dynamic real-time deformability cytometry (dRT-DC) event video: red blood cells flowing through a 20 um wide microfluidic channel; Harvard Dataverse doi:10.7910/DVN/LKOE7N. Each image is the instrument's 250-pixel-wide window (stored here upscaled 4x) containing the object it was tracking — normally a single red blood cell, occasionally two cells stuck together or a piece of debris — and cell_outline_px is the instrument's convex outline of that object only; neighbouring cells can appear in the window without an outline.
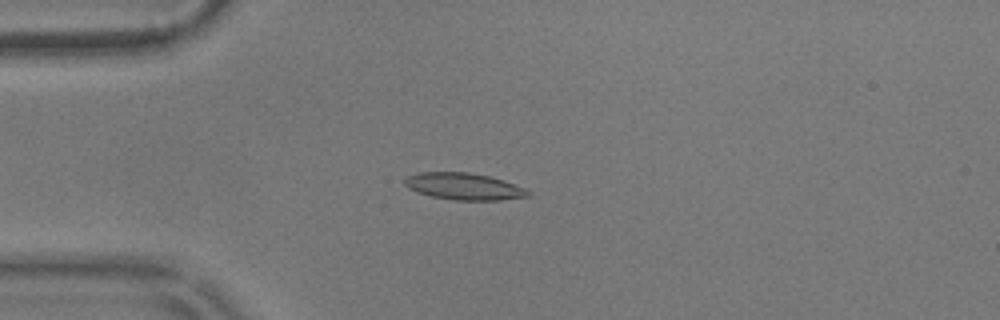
{"species": "common noctule bat (a hibernating species)", "species_latin": "Nyctalus noctula", "temperature_condition": "warm", "stored_images_in_passage": 55, "camera_frame_rate_fps": 3000, "um_per_image_px": 0.085, "animal": {"sex": "male", "body_mass_g": 17.9}, "frame": {"image": 1, "passage_image": 14, "time_ms": 4.333, "image_size_px": [1000, 320], "cell_outline_px": [[532, 196], [500, 200], [456, 200], [432, 196], [416, 192], [408, 188], [404, 184], [404, 176], [420, 172], [468, 172], [488, 176], [524, 188], [532, 192]], "centroid_in_image_um": [39.39, 15.84], "position_along_channel_um": 45.6, "area_um2": 19.25}}
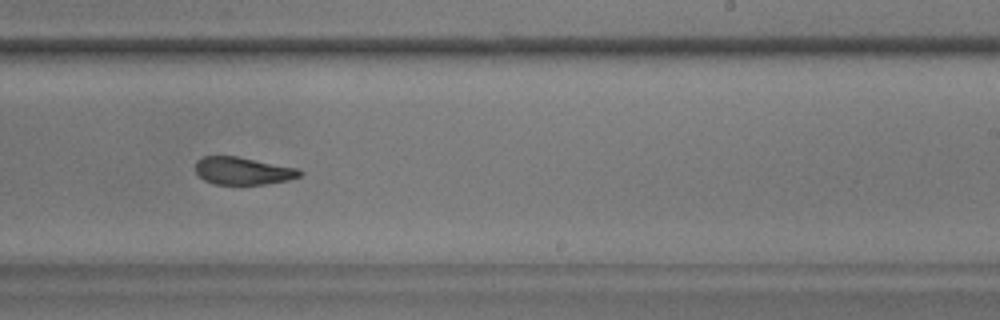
{"frame": {"image": 2, "passage_image": 34, "time_ms": 11.0, "image_size_px": [1000, 320], "cell_outline_px": [[304, 172], [300, 176], [288, 180], [268, 184], [212, 184], [204, 180], [196, 172], [196, 160], [204, 156], [236, 156], [300, 168]], "centroid_in_image_um": [20.68, 14.52], "position_along_channel_um": 268.3, "area_um2": 16.88}}
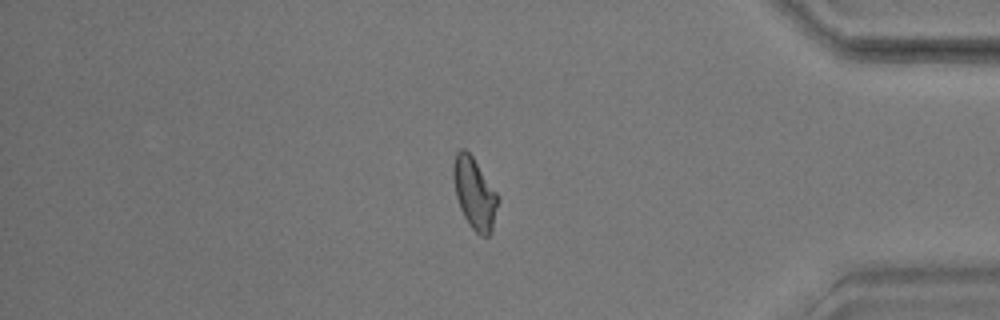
{"frame": {"image": 3, "passage_image": 47, "time_ms": 15.333, "image_size_px": [1000, 320], "cell_outline_px": [[500, 200], [492, 232], [488, 236], [480, 236], [468, 224], [460, 208], [456, 196], [452, 176], [452, 168], [456, 152], [460, 148], [464, 148], [472, 156], [500, 196]], "centroid_in_image_um": [40.35, 16.45], "position_along_channel_um": 394.8, "area_um2": 18.9}, "authors_computed_cell_mechanics": {"area_um2": 18.0914, "velocity_mm_per_s": 3.5897, "shape_relaxation_time_tau1_ms": null, "shape_relaxation_time_tau2_ms": 3.0668, "deformation_change_tau1": null, "deformation_change_tau2": 0.1094}}